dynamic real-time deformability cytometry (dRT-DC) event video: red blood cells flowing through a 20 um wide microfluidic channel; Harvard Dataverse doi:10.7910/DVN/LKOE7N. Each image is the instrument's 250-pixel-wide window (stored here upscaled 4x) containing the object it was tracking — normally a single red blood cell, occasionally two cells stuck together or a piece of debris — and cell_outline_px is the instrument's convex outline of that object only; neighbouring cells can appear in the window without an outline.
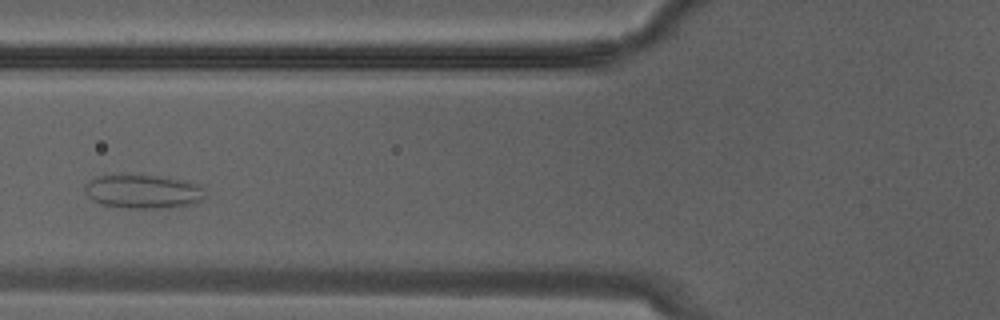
{"species": "Egyptian fruit bat (a non-hibernating species)", "species_latin": "Rousettus aegyptiacus", "temperature_condition": "warm", "stored_images_in_passage": 11, "camera_frame_rate_fps": 3000, "um_per_image_px": 0.085, "animal": {"sex": "male"}, "frame": {"image": 1, "passage_image": 8, "time_ms": 2.333, "image_size_px": [1000, 320], "cell_outline_px": [[208, 196], [192, 204], [180, 208], [124, 208], [100, 204], [92, 200], [84, 192], [84, 184], [88, 180], [96, 176], [152, 176], [184, 180], [200, 184]], "centroid_in_image_um": [12.19, 16.31], "position_along_channel_um": 113.6, "area_um2": 23.93}}